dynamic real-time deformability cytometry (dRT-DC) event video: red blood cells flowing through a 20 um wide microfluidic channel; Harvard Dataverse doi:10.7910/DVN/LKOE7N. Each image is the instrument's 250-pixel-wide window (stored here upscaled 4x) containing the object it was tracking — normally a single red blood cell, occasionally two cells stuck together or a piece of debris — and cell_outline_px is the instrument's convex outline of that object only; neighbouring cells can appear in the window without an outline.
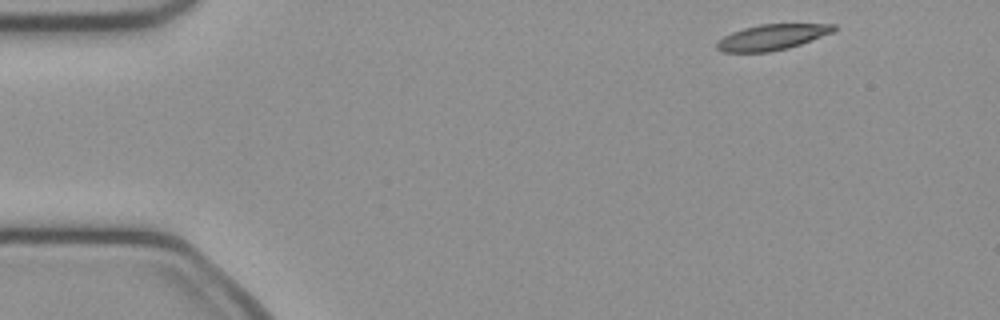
{"species": "common noctule bat (a hibernating species)", "species_latin": "Nyctalus noctula", "temperature_condition": "cold", "stored_images_in_passage": 46, "camera_frame_rate_fps": 3000, "um_per_image_px": 0.085, "animal": {"sex": "female", "body_mass_g": 21.9}, "frame": {"image": 1, "passage_image": 1, "time_ms": 0.0, "image_size_px": [1000, 320], "cell_outline_px": [[836, 28], [832, 32], [800, 44], [788, 48], [768, 52], [724, 52], [716, 48], [716, 44], [724, 36], [732, 32], [744, 28], [760, 24], [836, 24]], "centroid_in_image_um": [65.6, 3.16], "position_along_channel_um": 19.4, "area_um2": 17.22}}
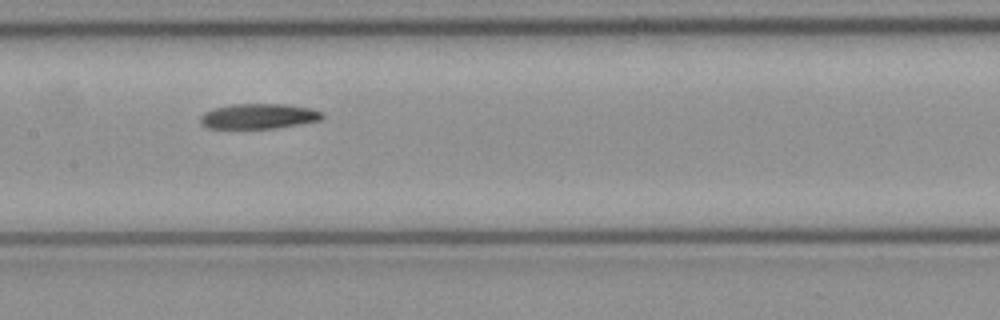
{"frame": {"image": 2, "passage_image": 20, "time_ms": 6.333, "image_size_px": [1000, 320], "cell_outline_px": [[324, 116], [320, 120], [276, 128], [208, 128], [200, 124], [200, 116], [204, 112], [216, 108], [232, 104], [288, 104], [308, 108], [324, 112]], "centroid_in_image_um": [21.98, 9.88], "position_along_channel_um": 185.4, "area_um2": 17.8}}
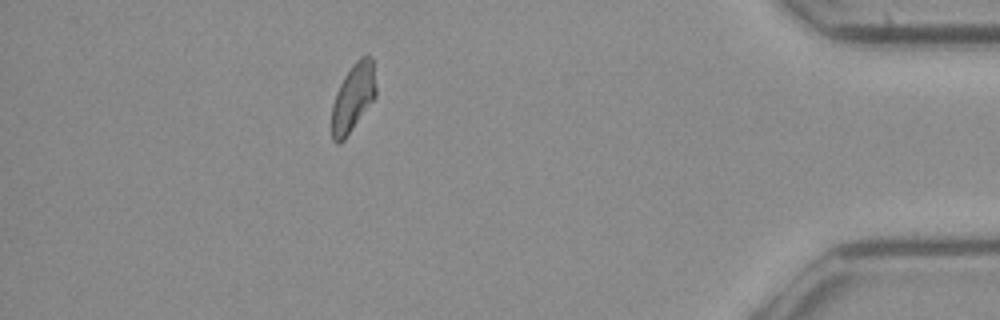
{"frame": {"image": 3, "passage_image": 40, "time_ms": 13.0, "image_size_px": [1000, 320], "cell_outline_px": [[376, 96], [344, 140], [336, 144], [332, 140], [332, 104], [336, 92], [344, 76], [352, 64], [360, 56], [368, 52], [372, 56], [376, 84]], "centroid_in_image_um": [30.02, 8.24], "position_along_channel_um": 405.2, "area_um2": 17.69}}